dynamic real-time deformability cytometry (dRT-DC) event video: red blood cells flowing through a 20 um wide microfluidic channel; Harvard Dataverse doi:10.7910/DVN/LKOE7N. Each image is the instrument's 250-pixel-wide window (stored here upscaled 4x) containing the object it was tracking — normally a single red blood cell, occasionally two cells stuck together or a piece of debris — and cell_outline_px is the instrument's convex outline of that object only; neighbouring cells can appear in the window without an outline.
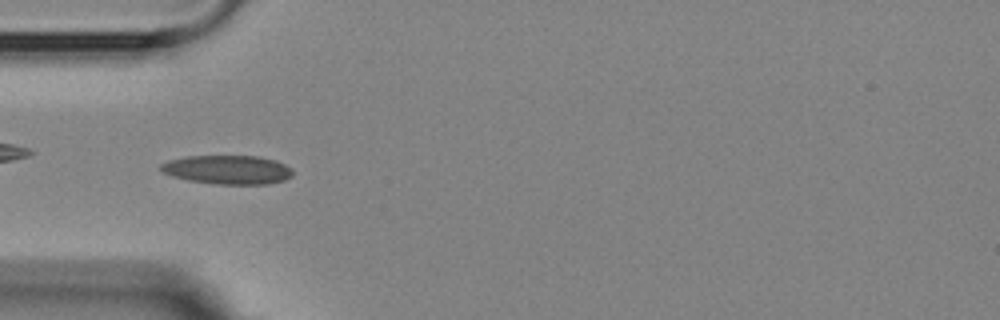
{"species": "Egyptian fruit bat (a non-hibernating species)", "species_latin": "Rousettus aegyptiacus", "temperature_condition": "room temperature", "stored_images_in_passage": 14, "camera_frame_rate_fps": 3000, "um_per_image_px": 0.085, "animal": {"sex": "female"}, "frame": {"image": 1, "passage_image": 4, "time_ms": 5.333, "image_size_px": [1000, 320], "cell_outline_px": [[292, 176], [284, 180], [268, 184], [212, 184], [188, 180], [172, 176], [164, 172], [160, 168], [160, 164], [168, 160], [188, 156], [256, 156], [276, 160], [292, 168]], "centroid_in_image_um": [19.35, 14.42], "position_along_channel_um": 65.6, "area_um2": 22.25}}
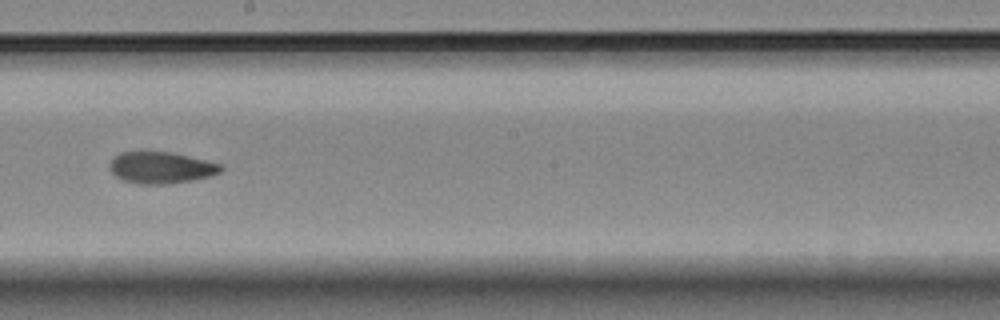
{"frame": {"image": 2, "passage_image": 8, "time_ms": 10.0, "image_size_px": [1000, 320], "cell_outline_px": [[224, 168], [220, 172], [212, 176], [192, 180], [168, 184], [140, 184], [124, 180], [116, 176], [112, 172], [108, 164], [120, 152], [168, 152], [188, 156], [220, 164]], "centroid_in_image_um": [13.69, 14.26], "position_along_channel_um": 234.5, "area_um2": 20.23}}
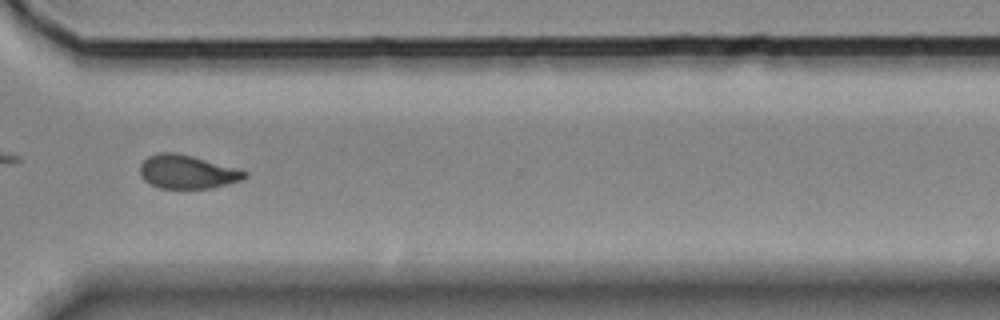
{"frame": {"image": 3, "passage_image": 11, "time_ms": 13.333, "image_size_px": [1000, 320], "cell_outline_px": [[248, 176], [244, 180], [212, 188], [160, 188], [144, 180], [140, 176], [140, 164], [148, 156], [156, 152], [176, 152], [192, 156], [248, 172]], "centroid_in_image_um": [15.9, 14.6], "position_along_channel_um": 354.7, "area_um2": 20.46}, "authors_computed_cell_mechanics": {"area_um2": 20.5768, "velocity_mm_per_s": 3.616, "shape_relaxation_time_tau1_ms": null, "shape_relaxation_time_tau2_ms": 3.6755, "deformation_change_tau1": null, "deformation_change_tau2": 0.0772}}